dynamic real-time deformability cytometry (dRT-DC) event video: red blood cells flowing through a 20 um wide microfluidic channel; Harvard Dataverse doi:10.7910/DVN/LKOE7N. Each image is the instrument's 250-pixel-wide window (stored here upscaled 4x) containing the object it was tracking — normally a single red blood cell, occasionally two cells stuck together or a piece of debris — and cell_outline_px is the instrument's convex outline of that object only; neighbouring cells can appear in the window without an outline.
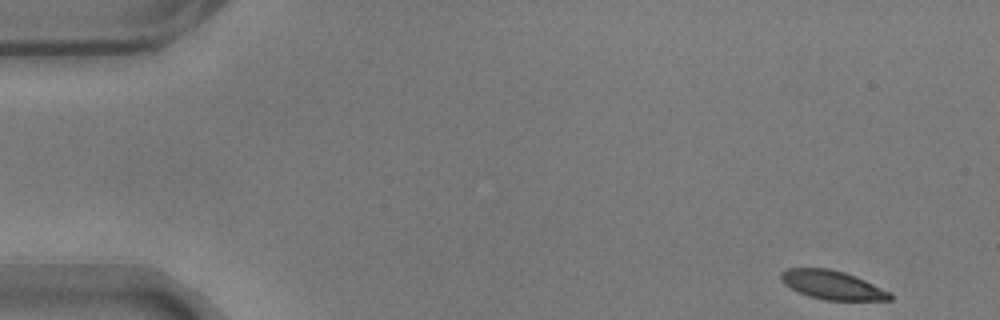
{"species": "common noctule bat (a hibernating species)", "species_latin": "Nyctalus noctula", "temperature_condition": "warm", "stored_images_in_passage": 55, "camera_frame_rate_fps": 3000, "um_per_image_px": 0.085, "animal": {"sex": "male", "body_mass_g": 17.9}, "frame": {"image": 1, "passage_image": 1, "time_ms": 0.0, "image_size_px": [1000, 320], "cell_outline_px": [[892, 300], [824, 300], [808, 296], [784, 284], [780, 280], [780, 272], [788, 268], [828, 268], [844, 272], [856, 276], [892, 292]], "centroid_in_image_um": [70.76, 24.22], "position_along_channel_um": 14.2, "area_um2": 18.38}}
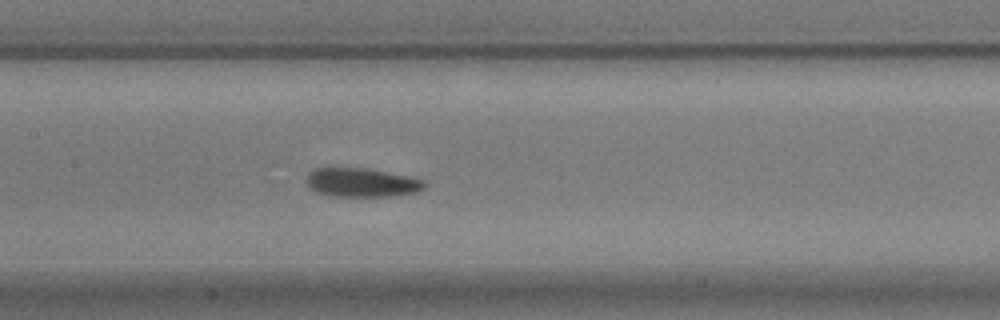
{"frame": {"image": 2, "passage_image": 25, "time_ms": 8.0, "image_size_px": [1000, 320], "cell_outline_px": [[428, 184], [424, 188], [416, 192], [392, 196], [328, 196], [316, 192], [308, 188], [304, 180], [308, 172], [316, 168], [328, 164], [364, 168], [408, 176], [424, 180]], "centroid_in_image_um": [30.61, 15.47], "position_along_channel_um": 176.8, "area_um2": 20.75}}
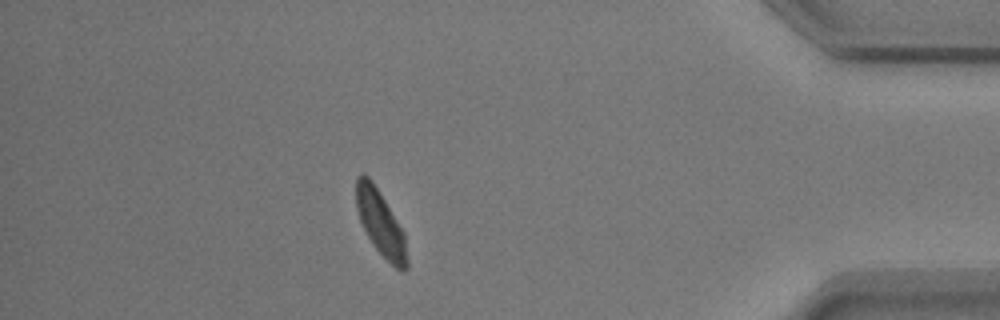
{"frame": {"image": 3, "passage_image": 48, "time_ms": 15.667, "image_size_px": [1000, 320], "cell_outline_px": [[408, 268], [404, 272], [400, 272], [372, 244], [360, 220], [356, 208], [356, 176], [360, 172], [364, 172], [372, 180], [404, 232], [408, 260]], "centroid_in_image_um": [32.35, 18.95], "position_along_channel_um": 402.9, "area_um2": 19.25}, "authors_computed_cell_mechanics": {"area_um2": 19.652, "velocity_mm_per_s": 3.4913, "shape_relaxation_time_tau1_ms": 3.1836, "shape_relaxation_time_tau2_ms": 1.882, "deformation_change_tau1": 0.1162, "deformation_change_tau2": 0.0611}}